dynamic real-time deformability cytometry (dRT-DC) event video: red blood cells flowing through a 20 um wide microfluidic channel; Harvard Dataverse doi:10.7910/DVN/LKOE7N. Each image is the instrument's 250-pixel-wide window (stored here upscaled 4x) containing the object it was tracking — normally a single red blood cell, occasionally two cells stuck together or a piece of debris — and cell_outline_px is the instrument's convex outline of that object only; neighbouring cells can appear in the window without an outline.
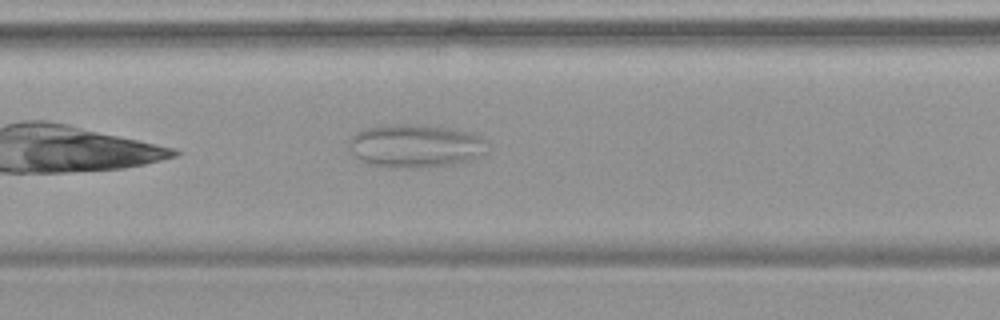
{"species": "common noctule bat (a hibernating species)", "species_latin": "Nyctalus noctula", "temperature_condition": "warm", "stored_images_in_passage": 38, "camera_frame_rate_fps": 3000, "um_per_image_px": 0.085, "animal": {"sex": "female", "body_mass_g": 19.9}, "frame": {"image": 1, "passage_image": 10, "time_ms": 3.0, "image_size_px": [1000, 320], "cell_outline_px": [[488, 140], [484, 152], [480, 156], [468, 160], [452, 164], [416, 168], [372, 164], [360, 160], [348, 148], [348, 140], [356, 132], [364, 128], [392, 124], [420, 124], [452, 128], [472, 132]], "centroid_in_image_um": [35.32, 12.37], "position_along_channel_um": 172.1, "area_um2": 34.85}}
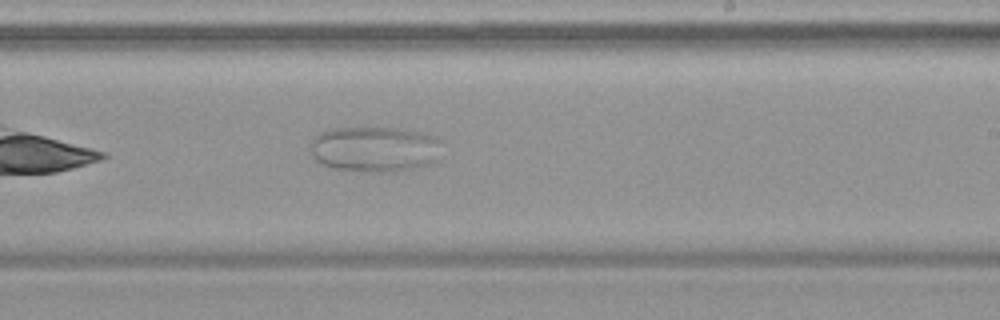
{"frame": {"image": 2, "passage_image": 17, "time_ms": 5.333, "image_size_px": [1000, 320], "cell_outline_px": [[444, 140], [436, 160], [428, 164], [396, 172], [372, 172], [336, 168], [320, 164], [312, 156], [308, 148], [308, 144], [312, 136], [328, 128], [396, 128], [420, 132], [436, 136]], "centroid_in_image_um": [31.82, 12.66], "position_along_channel_um": 257.2, "area_um2": 35.55}}
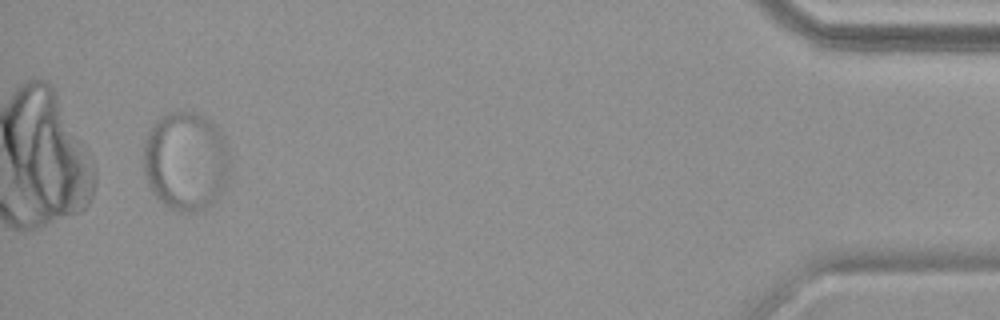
{"frame": {"image": 3, "passage_image": 36, "time_ms": 11.667, "image_size_px": [1000, 320], "cell_outline_px": [[232, 172], [224, 188], [216, 200], [212, 204], [196, 212], [180, 212], [168, 208], [152, 192], [144, 176], [144, 144], [148, 132], [152, 124], [160, 116], [168, 112], [196, 112], [212, 120], [216, 124], [224, 136], [228, 148], [232, 164]], "centroid_in_image_um": [15.84, 13.69], "position_along_channel_um": 419.4, "area_um2": 51.04}}